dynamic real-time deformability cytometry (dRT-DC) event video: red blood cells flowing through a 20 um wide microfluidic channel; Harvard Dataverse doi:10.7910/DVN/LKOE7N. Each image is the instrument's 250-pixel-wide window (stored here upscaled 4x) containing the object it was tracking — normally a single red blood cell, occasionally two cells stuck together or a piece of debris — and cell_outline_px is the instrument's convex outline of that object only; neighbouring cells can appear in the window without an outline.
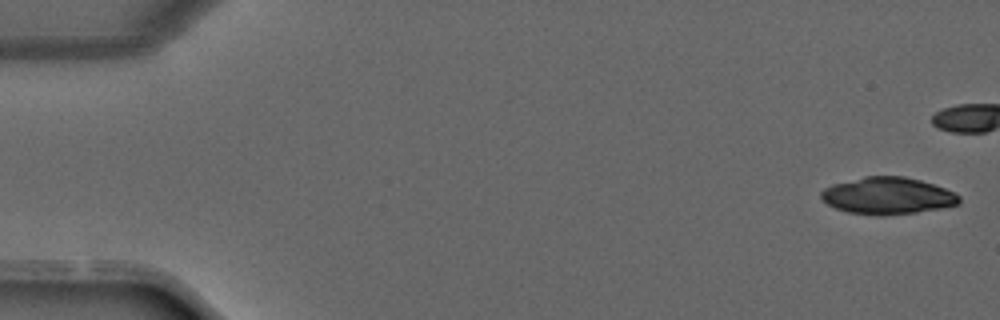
{"species": "common noctule bat (a hibernating species)", "species_latin": "Nyctalus noctula", "temperature_condition": "warm", "stored_images_in_passage": 14, "camera_frame_rate_fps": 3000, "um_per_image_px": 0.085, "animal": {"sex": "male", "forearm_length_mm": 52.5}, "frame": {"image": 1, "passage_image": 1, "time_ms": 0.0, "image_size_px": [1000, 320], "cell_outline_px": [[960, 204], [940, 208], [916, 212], [884, 216], [876, 216], [848, 212], [836, 208], [828, 204], [820, 196], [820, 192], [824, 188], [832, 184], [864, 176], [904, 176], [920, 180], [956, 192], [960, 196]], "centroid_in_image_um": [75.45, 16.64], "position_along_channel_um": 9.5, "area_um2": 29.82}}